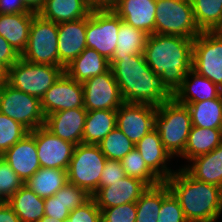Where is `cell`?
<instances>
[{
	"mask_svg": "<svg viewBox=\"0 0 222 222\" xmlns=\"http://www.w3.org/2000/svg\"><path fill=\"white\" fill-rule=\"evenodd\" d=\"M68 183L67 170L41 167L24 184L41 198L53 196Z\"/></svg>",
	"mask_w": 222,
	"mask_h": 222,
	"instance_id": "30",
	"label": "cell"
},
{
	"mask_svg": "<svg viewBox=\"0 0 222 222\" xmlns=\"http://www.w3.org/2000/svg\"><path fill=\"white\" fill-rule=\"evenodd\" d=\"M135 148L140 152L148 168L162 182H165L175 172L167 167V162H169L172 157L165 150L160 135L155 129L151 130L138 141L135 144Z\"/></svg>",
	"mask_w": 222,
	"mask_h": 222,
	"instance_id": "21",
	"label": "cell"
},
{
	"mask_svg": "<svg viewBox=\"0 0 222 222\" xmlns=\"http://www.w3.org/2000/svg\"><path fill=\"white\" fill-rule=\"evenodd\" d=\"M192 126L222 129V93L215 99L186 104Z\"/></svg>",
	"mask_w": 222,
	"mask_h": 222,
	"instance_id": "31",
	"label": "cell"
},
{
	"mask_svg": "<svg viewBox=\"0 0 222 222\" xmlns=\"http://www.w3.org/2000/svg\"><path fill=\"white\" fill-rule=\"evenodd\" d=\"M38 222H59V221L55 218H51V217L44 215V217L41 218Z\"/></svg>",
	"mask_w": 222,
	"mask_h": 222,
	"instance_id": "51",
	"label": "cell"
},
{
	"mask_svg": "<svg viewBox=\"0 0 222 222\" xmlns=\"http://www.w3.org/2000/svg\"><path fill=\"white\" fill-rule=\"evenodd\" d=\"M87 17L58 24L59 67L65 69L86 48Z\"/></svg>",
	"mask_w": 222,
	"mask_h": 222,
	"instance_id": "17",
	"label": "cell"
},
{
	"mask_svg": "<svg viewBox=\"0 0 222 222\" xmlns=\"http://www.w3.org/2000/svg\"><path fill=\"white\" fill-rule=\"evenodd\" d=\"M55 194H61V201L69 211L83 205L92 197L84 189L69 182Z\"/></svg>",
	"mask_w": 222,
	"mask_h": 222,
	"instance_id": "41",
	"label": "cell"
},
{
	"mask_svg": "<svg viewBox=\"0 0 222 222\" xmlns=\"http://www.w3.org/2000/svg\"><path fill=\"white\" fill-rule=\"evenodd\" d=\"M84 108L93 110H117L124 102L112 69L89 78L82 83Z\"/></svg>",
	"mask_w": 222,
	"mask_h": 222,
	"instance_id": "12",
	"label": "cell"
},
{
	"mask_svg": "<svg viewBox=\"0 0 222 222\" xmlns=\"http://www.w3.org/2000/svg\"><path fill=\"white\" fill-rule=\"evenodd\" d=\"M24 7L35 14H38L43 8L46 0H21Z\"/></svg>",
	"mask_w": 222,
	"mask_h": 222,
	"instance_id": "49",
	"label": "cell"
},
{
	"mask_svg": "<svg viewBox=\"0 0 222 222\" xmlns=\"http://www.w3.org/2000/svg\"><path fill=\"white\" fill-rule=\"evenodd\" d=\"M7 81V70L0 64V84Z\"/></svg>",
	"mask_w": 222,
	"mask_h": 222,
	"instance_id": "50",
	"label": "cell"
},
{
	"mask_svg": "<svg viewBox=\"0 0 222 222\" xmlns=\"http://www.w3.org/2000/svg\"><path fill=\"white\" fill-rule=\"evenodd\" d=\"M6 203L19 217L20 222H38L45 215L44 198L36 195L25 184Z\"/></svg>",
	"mask_w": 222,
	"mask_h": 222,
	"instance_id": "27",
	"label": "cell"
},
{
	"mask_svg": "<svg viewBox=\"0 0 222 222\" xmlns=\"http://www.w3.org/2000/svg\"><path fill=\"white\" fill-rule=\"evenodd\" d=\"M194 39L176 35H148L143 51L150 69L174 94L192 69Z\"/></svg>",
	"mask_w": 222,
	"mask_h": 222,
	"instance_id": "1",
	"label": "cell"
},
{
	"mask_svg": "<svg viewBox=\"0 0 222 222\" xmlns=\"http://www.w3.org/2000/svg\"><path fill=\"white\" fill-rule=\"evenodd\" d=\"M149 187L141 180L125 176L113 185L99 188L92 198L100 210L136 202Z\"/></svg>",
	"mask_w": 222,
	"mask_h": 222,
	"instance_id": "16",
	"label": "cell"
},
{
	"mask_svg": "<svg viewBox=\"0 0 222 222\" xmlns=\"http://www.w3.org/2000/svg\"><path fill=\"white\" fill-rule=\"evenodd\" d=\"M162 205V183L149 187L136 201V222H157Z\"/></svg>",
	"mask_w": 222,
	"mask_h": 222,
	"instance_id": "35",
	"label": "cell"
},
{
	"mask_svg": "<svg viewBox=\"0 0 222 222\" xmlns=\"http://www.w3.org/2000/svg\"><path fill=\"white\" fill-rule=\"evenodd\" d=\"M21 58L35 64L59 66L58 24L36 14L30 27L27 47Z\"/></svg>",
	"mask_w": 222,
	"mask_h": 222,
	"instance_id": "8",
	"label": "cell"
},
{
	"mask_svg": "<svg viewBox=\"0 0 222 222\" xmlns=\"http://www.w3.org/2000/svg\"><path fill=\"white\" fill-rule=\"evenodd\" d=\"M40 101L45 117L58 111L84 108L83 85L64 72Z\"/></svg>",
	"mask_w": 222,
	"mask_h": 222,
	"instance_id": "15",
	"label": "cell"
},
{
	"mask_svg": "<svg viewBox=\"0 0 222 222\" xmlns=\"http://www.w3.org/2000/svg\"><path fill=\"white\" fill-rule=\"evenodd\" d=\"M183 167L193 178L222 188V143L214 150L190 160Z\"/></svg>",
	"mask_w": 222,
	"mask_h": 222,
	"instance_id": "25",
	"label": "cell"
},
{
	"mask_svg": "<svg viewBox=\"0 0 222 222\" xmlns=\"http://www.w3.org/2000/svg\"><path fill=\"white\" fill-rule=\"evenodd\" d=\"M191 127V116L186 105L173 99L157 106L154 129L172 158L184 153Z\"/></svg>",
	"mask_w": 222,
	"mask_h": 222,
	"instance_id": "4",
	"label": "cell"
},
{
	"mask_svg": "<svg viewBox=\"0 0 222 222\" xmlns=\"http://www.w3.org/2000/svg\"><path fill=\"white\" fill-rule=\"evenodd\" d=\"M136 202L101 210L102 222H136Z\"/></svg>",
	"mask_w": 222,
	"mask_h": 222,
	"instance_id": "40",
	"label": "cell"
},
{
	"mask_svg": "<svg viewBox=\"0 0 222 222\" xmlns=\"http://www.w3.org/2000/svg\"><path fill=\"white\" fill-rule=\"evenodd\" d=\"M117 125V110L87 111L82 144L98 145Z\"/></svg>",
	"mask_w": 222,
	"mask_h": 222,
	"instance_id": "28",
	"label": "cell"
},
{
	"mask_svg": "<svg viewBox=\"0 0 222 222\" xmlns=\"http://www.w3.org/2000/svg\"><path fill=\"white\" fill-rule=\"evenodd\" d=\"M193 15L201 32L213 31L222 19V0H193Z\"/></svg>",
	"mask_w": 222,
	"mask_h": 222,
	"instance_id": "33",
	"label": "cell"
},
{
	"mask_svg": "<svg viewBox=\"0 0 222 222\" xmlns=\"http://www.w3.org/2000/svg\"><path fill=\"white\" fill-rule=\"evenodd\" d=\"M0 222H20L19 217L6 202H0Z\"/></svg>",
	"mask_w": 222,
	"mask_h": 222,
	"instance_id": "47",
	"label": "cell"
},
{
	"mask_svg": "<svg viewBox=\"0 0 222 222\" xmlns=\"http://www.w3.org/2000/svg\"><path fill=\"white\" fill-rule=\"evenodd\" d=\"M213 31L222 34V19L220 21V24Z\"/></svg>",
	"mask_w": 222,
	"mask_h": 222,
	"instance_id": "52",
	"label": "cell"
},
{
	"mask_svg": "<svg viewBox=\"0 0 222 222\" xmlns=\"http://www.w3.org/2000/svg\"><path fill=\"white\" fill-rule=\"evenodd\" d=\"M107 158L98 145L78 144L67 169L68 182L93 195L99 189V181Z\"/></svg>",
	"mask_w": 222,
	"mask_h": 222,
	"instance_id": "6",
	"label": "cell"
},
{
	"mask_svg": "<svg viewBox=\"0 0 222 222\" xmlns=\"http://www.w3.org/2000/svg\"><path fill=\"white\" fill-rule=\"evenodd\" d=\"M45 215L63 222L68 219L69 211L61 201V194H54L44 199Z\"/></svg>",
	"mask_w": 222,
	"mask_h": 222,
	"instance_id": "44",
	"label": "cell"
},
{
	"mask_svg": "<svg viewBox=\"0 0 222 222\" xmlns=\"http://www.w3.org/2000/svg\"><path fill=\"white\" fill-rule=\"evenodd\" d=\"M222 93L216 84L191 69L182 81L181 86L173 94V99L186 105L189 103L215 99Z\"/></svg>",
	"mask_w": 222,
	"mask_h": 222,
	"instance_id": "22",
	"label": "cell"
},
{
	"mask_svg": "<svg viewBox=\"0 0 222 222\" xmlns=\"http://www.w3.org/2000/svg\"><path fill=\"white\" fill-rule=\"evenodd\" d=\"M188 222H216L222 213V188L193 178L184 168L166 181Z\"/></svg>",
	"mask_w": 222,
	"mask_h": 222,
	"instance_id": "3",
	"label": "cell"
},
{
	"mask_svg": "<svg viewBox=\"0 0 222 222\" xmlns=\"http://www.w3.org/2000/svg\"><path fill=\"white\" fill-rule=\"evenodd\" d=\"M109 60L101 56L95 49L85 48L64 69V72L79 83H84L89 78L103 74L110 69Z\"/></svg>",
	"mask_w": 222,
	"mask_h": 222,
	"instance_id": "24",
	"label": "cell"
},
{
	"mask_svg": "<svg viewBox=\"0 0 222 222\" xmlns=\"http://www.w3.org/2000/svg\"><path fill=\"white\" fill-rule=\"evenodd\" d=\"M112 10L134 28L155 34L156 0H118Z\"/></svg>",
	"mask_w": 222,
	"mask_h": 222,
	"instance_id": "20",
	"label": "cell"
},
{
	"mask_svg": "<svg viewBox=\"0 0 222 222\" xmlns=\"http://www.w3.org/2000/svg\"><path fill=\"white\" fill-rule=\"evenodd\" d=\"M87 110L74 108L51 113L45 117L44 126L62 140L82 144Z\"/></svg>",
	"mask_w": 222,
	"mask_h": 222,
	"instance_id": "19",
	"label": "cell"
},
{
	"mask_svg": "<svg viewBox=\"0 0 222 222\" xmlns=\"http://www.w3.org/2000/svg\"><path fill=\"white\" fill-rule=\"evenodd\" d=\"M24 183L10 165L0 160V202H6Z\"/></svg>",
	"mask_w": 222,
	"mask_h": 222,
	"instance_id": "39",
	"label": "cell"
},
{
	"mask_svg": "<svg viewBox=\"0 0 222 222\" xmlns=\"http://www.w3.org/2000/svg\"><path fill=\"white\" fill-rule=\"evenodd\" d=\"M2 159L10 165L23 183L41 168L35 138L30 132L10 147L2 155Z\"/></svg>",
	"mask_w": 222,
	"mask_h": 222,
	"instance_id": "18",
	"label": "cell"
},
{
	"mask_svg": "<svg viewBox=\"0 0 222 222\" xmlns=\"http://www.w3.org/2000/svg\"><path fill=\"white\" fill-rule=\"evenodd\" d=\"M157 106L146 103L124 102L117 109V125L134 144L154 129Z\"/></svg>",
	"mask_w": 222,
	"mask_h": 222,
	"instance_id": "14",
	"label": "cell"
},
{
	"mask_svg": "<svg viewBox=\"0 0 222 222\" xmlns=\"http://www.w3.org/2000/svg\"><path fill=\"white\" fill-rule=\"evenodd\" d=\"M118 0H86L91 10H112Z\"/></svg>",
	"mask_w": 222,
	"mask_h": 222,
	"instance_id": "48",
	"label": "cell"
},
{
	"mask_svg": "<svg viewBox=\"0 0 222 222\" xmlns=\"http://www.w3.org/2000/svg\"><path fill=\"white\" fill-rule=\"evenodd\" d=\"M109 64L123 102L159 106L173 100V93L150 69L143 54L126 55L122 60H110Z\"/></svg>",
	"mask_w": 222,
	"mask_h": 222,
	"instance_id": "2",
	"label": "cell"
},
{
	"mask_svg": "<svg viewBox=\"0 0 222 222\" xmlns=\"http://www.w3.org/2000/svg\"><path fill=\"white\" fill-rule=\"evenodd\" d=\"M222 143V129L192 126L184 153L180 156L188 162L197 156L207 154Z\"/></svg>",
	"mask_w": 222,
	"mask_h": 222,
	"instance_id": "29",
	"label": "cell"
},
{
	"mask_svg": "<svg viewBox=\"0 0 222 222\" xmlns=\"http://www.w3.org/2000/svg\"><path fill=\"white\" fill-rule=\"evenodd\" d=\"M28 11L21 0H0V14H14Z\"/></svg>",
	"mask_w": 222,
	"mask_h": 222,
	"instance_id": "46",
	"label": "cell"
},
{
	"mask_svg": "<svg viewBox=\"0 0 222 222\" xmlns=\"http://www.w3.org/2000/svg\"><path fill=\"white\" fill-rule=\"evenodd\" d=\"M29 130L21 123L0 113V155L20 141Z\"/></svg>",
	"mask_w": 222,
	"mask_h": 222,
	"instance_id": "37",
	"label": "cell"
},
{
	"mask_svg": "<svg viewBox=\"0 0 222 222\" xmlns=\"http://www.w3.org/2000/svg\"><path fill=\"white\" fill-rule=\"evenodd\" d=\"M21 55L16 52L10 43L2 36H0V64L8 70Z\"/></svg>",
	"mask_w": 222,
	"mask_h": 222,
	"instance_id": "45",
	"label": "cell"
},
{
	"mask_svg": "<svg viewBox=\"0 0 222 222\" xmlns=\"http://www.w3.org/2000/svg\"><path fill=\"white\" fill-rule=\"evenodd\" d=\"M0 113L21 123L29 131L45 124L40 99L15 89L7 82L0 84Z\"/></svg>",
	"mask_w": 222,
	"mask_h": 222,
	"instance_id": "9",
	"label": "cell"
},
{
	"mask_svg": "<svg viewBox=\"0 0 222 222\" xmlns=\"http://www.w3.org/2000/svg\"><path fill=\"white\" fill-rule=\"evenodd\" d=\"M68 220L70 222H102L101 210L91 197L83 205L70 212Z\"/></svg>",
	"mask_w": 222,
	"mask_h": 222,
	"instance_id": "42",
	"label": "cell"
},
{
	"mask_svg": "<svg viewBox=\"0 0 222 222\" xmlns=\"http://www.w3.org/2000/svg\"><path fill=\"white\" fill-rule=\"evenodd\" d=\"M98 146L107 159L121 161L135 147V144L115 127Z\"/></svg>",
	"mask_w": 222,
	"mask_h": 222,
	"instance_id": "36",
	"label": "cell"
},
{
	"mask_svg": "<svg viewBox=\"0 0 222 222\" xmlns=\"http://www.w3.org/2000/svg\"><path fill=\"white\" fill-rule=\"evenodd\" d=\"M148 34L134 28L120 18L118 42L111 60H122L123 57L143 54Z\"/></svg>",
	"mask_w": 222,
	"mask_h": 222,
	"instance_id": "32",
	"label": "cell"
},
{
	"mask_svg": "<svg viewBox=\"0 0 222 222\" xmlns=\"http://www.w3.org/2000/svg\"><path fill=\"white\" fill-rule=\"evenodd\" d=\"M35 15L33 12L0 14V36L4 37L20 55L27 47Z\"/></svg>",
	"mask_w": 222,
	"mask_h": 222,
	"instance_id": "23",
	"label": "cell"
},
{
	"mask_svg": "<svg viewBox=\"0 0 222 222\" xmlns=\"http://www.w3.org/2000/svg\"><path fill=\"white\" fill-rule=\"evenodd\" d=\"M90 12L86 0H46L38 14L46 20L59 24L83 19Z\"/></svg>",
	"mask_w": 222,
	"mask_h": 222,
	"instance_id": "26",
	"label": "cell"
},
{
	"mask_svg": "<svg viewBox=\"0 0 222 222\" xmlns=\"http://www.w3.org/2000/svg\"><path fill=\"white\" fill-rule=\"evenodd\" d=\"M125 176L120 161L107 159L100 177L99 188L113 185L114 182L121 180Z\"/></svg>",
	"mask_w": 222,
	"mask_h": 222,
	"instance_id": "43",
	"label": "cell"
},
{
	"mask_svg": "<svg viewBox=\"0 0 222 222\" xmlns=\"http://www.w3.org/2000/svg\"><path fill=\"white\" fill-rule=\"evenodd\" d=\"M192 69L222 89V34L203 31L194 39Z\"/></svg>",
	"mask_w": 222,
	"mask_h": 222,
	"instance_id": "11",
	"label": "cell"
},
{
	"mask_svg": "<svg viewBox=\"0 0 222 222\" xmlns=\"http://www.w3.org/2000/svg\"><path fill=\"white\" fill-rule=\"evenodd\" d=\"M120 17L113 10H91L87 16L86 47L111 60L118 42Z\"/></svg>",
	"mask_w": 222,
	"mask_h": 222,
	"instance_id": "10",
	"label": "cell"
},
{
	"mask_svg": "<svg viewBox=\"0 0 222 222\" xmlns=\"http://www.w3.org/2000/svg\"><path fill=\"white\" fill-rule=\"evenodd\" d=\"M29 132L35 138L40 167L68 169L75 144L57 137L45 126Z\"/></svg>",
	"mask_w": 222,
	"mask_h": 222,
	"instance_id": "13",
	"label": "cell"
},
{
	"mask_svg": "<svg viewBox=\"0 0 222 222\" xmlns=\"http://www.w3.org/2000/svg\"><path fill=\"white\" fill-rule=\"evenodd\" d=\"M200 33L194 19L192 2L156 0L155 34L195 39Z\"/></svg>",
	"mask_w": 222,
	"mask_h": 222,
	"instance_id": "7",
	"label": "cell"
},
{
	"mask_svg": "<svg viewBox=\"0 0 222 222\" xmlns=\"http://www.w3.org/2000/svg\"><path fill=\"white\" fill-rule=\"evenodd\" d=\"M126 176L143 181L148 187H154L162 181L148 168L140 152L134 147L120 161Z\"/></svg>",
	"mask_w": 222,
	"mask_h": 222,
	"instance_id": "34",
	"label": "cell"
},
{
	"mask_svg": "<svg viewBox=\"0 0 222 222\" xmlns=\"http://www.w3.org/2000/svg\"><path fill=\"white\" fill-rule=\"evenodd\" d=\"M64 73V68L48 64H35L19 58L7 70V83L26 94L41 99Z\"/></svg>",
	"mask_w": 222,
	"mask_h": 222,
	"instance_id": "5",
	"label": "cell"
},
{
	"mask_svg": "<svg viewBox=\"0 0 222 222\" xmlns=\"http://www.w3.org/2000/svg\"><path fill=\"white\" fill-rule=\"evenodd\" d=\"M157 222H188L179 201L162 182V205Z\"/></svg>",
	"mask_w": 222,
	"mask_h": 222,
	"instance_id": "38",
	"label": "cell"
}]
</instances>
